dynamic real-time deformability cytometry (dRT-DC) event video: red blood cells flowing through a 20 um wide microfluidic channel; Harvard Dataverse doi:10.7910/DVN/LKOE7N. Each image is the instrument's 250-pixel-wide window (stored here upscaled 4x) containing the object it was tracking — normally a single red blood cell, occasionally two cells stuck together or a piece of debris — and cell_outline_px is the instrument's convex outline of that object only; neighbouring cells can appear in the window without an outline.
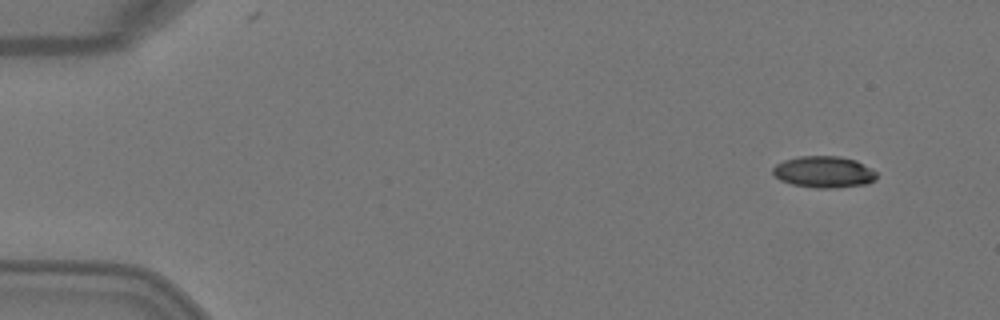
{"species": "Egyptian fruit bat (a non-hibernating species)", "species_latin": "Rousettus aegyptiacus", "temperature_condition": "warm", "stored_images_in_passage": 4, "camera_frame_rate_fps": 3000, "um_per_image_px": 0.085, "animal": {"sex": "female"}, "frame": {"image": 1, "passage_image": 1, "time_ms": 0.0, "image_size_px": [1000, 320], "cell_outline_px": [[876, 180], [868, 184], [832, 188], [816, 188], [792, 184], [780, 180], [772, 172], [772, 168], [776, 164], [784, 160], [800, 156], [840, 156], [856, 160], [872, 168], [876, 172]], "centroid_in_image_um": [70.05, 14.61], "position_along_channel_um": 15.0, "area_um2": 19.19}}
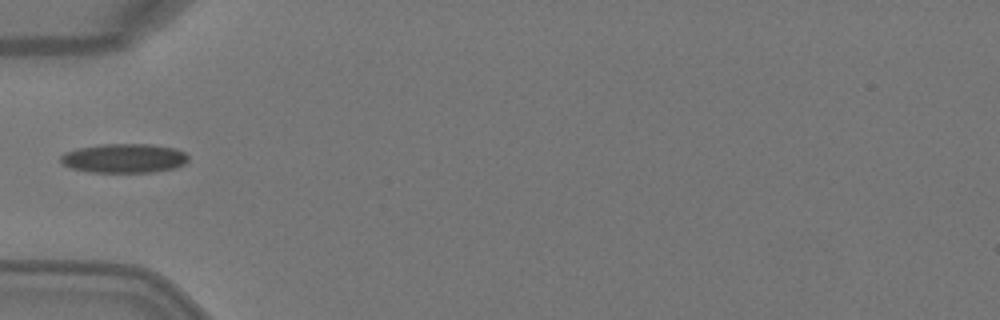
{"frame": {"image": 2, "passage_image": 4, "time_ms": 1.0, "image_size_px": [1000, 320], "cell_outline_px": [[188, 160], [184, 164], [176, 168], [152, 172], [88, 172], [72, 168], [64, 164], [60, 160], [60, 156], [64, 152], [80, 148], [104, 144], [152, 144], [176, 148], [184, 152], [188, 156]], "centroid_in_image_um": [10.58, 13.45], "position_along_channel_um": 74.4, "area_um2": 21.73}}